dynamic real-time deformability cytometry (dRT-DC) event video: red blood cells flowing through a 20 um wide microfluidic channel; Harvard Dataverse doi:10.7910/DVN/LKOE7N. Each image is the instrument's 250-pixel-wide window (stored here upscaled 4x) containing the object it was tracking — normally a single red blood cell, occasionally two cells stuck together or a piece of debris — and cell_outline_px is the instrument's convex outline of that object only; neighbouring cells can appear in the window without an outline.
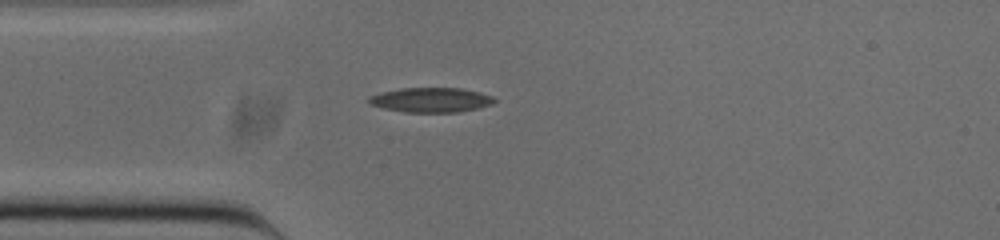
{"species": "common noctule bat (a hibernating species)", "species_latin": "Nyctalus noctula", "temperature_condition": "cold", "stored_images_in_passage": 40, "camera_frame_rate_fps": 3000, "um_per_image_px": 0.085, "animal": {"sex": "male", "body_mass_g": 20.0, "forearm_length_mm": 53.3}, "frame": {"image": 1, "passage_image": 1, "time_ms": 0.0, "image_size_px": [1000, 240], "cell_outline_px": [[496, 100], [492, 104], [476, 108], [456, 112], [404, 112], [384, 108], [372, 104], [368, 100], [372, 96], [384, 92], [400, 88], [460, 88], [492, 96]], "centroid_in_image_um": [36.65, 8.49], "position_along_channel_um": 48.3, "area_um2": 17.57}}
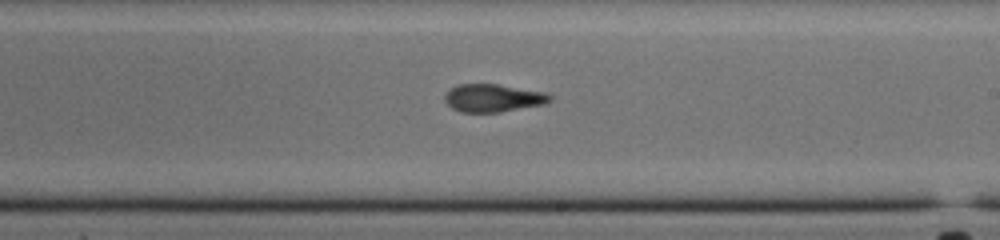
{"frame": {"image": 2, "passage_image": 17, "time_ms": 5.333, "image_size_px": [1000, 240], "cell_outline_px": [[552, 100], [544, 104], [500, 112], [460, 112], [452, 108], [444, 100], [444, 96], [456, 84], [496, 84], [544, 92], [552, 96]], "centroid_in_image_um": [41.9, 8.33], "position_along_channel_um": 247.1, "area_um2": 16.94}}
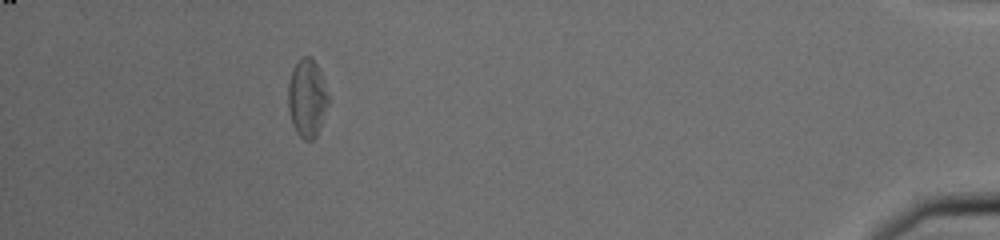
{"frame": {"image": 3, "passage_image": 35, "time_ms": 11.333, "image_size_px": [1000, 240], "cell_outline_px": [[328, 100], [316, 136], [312, 140], [304, 140], [296, 132], [292, 124], [288, 108], [288, 84], [292, 72], [296, 64], [304, 56], [312, 56], [320, 72], [328, 96]], "centroid_in_image_um": [26.07, 8.34], "position_along_channel_um": 409.1, "area_um2": 17.74}, "authors_computed_cell_mechanics": {"area_um2": 17.4556, "velocity_mm_per_s": 3.8499, "shape_relaxation_time_tau1_ms": null, "shape_relaxation_time_tau2_ms": 3.2144, "deformation_change_tau1": null, "deformation_change_tau2": 0.1064}}